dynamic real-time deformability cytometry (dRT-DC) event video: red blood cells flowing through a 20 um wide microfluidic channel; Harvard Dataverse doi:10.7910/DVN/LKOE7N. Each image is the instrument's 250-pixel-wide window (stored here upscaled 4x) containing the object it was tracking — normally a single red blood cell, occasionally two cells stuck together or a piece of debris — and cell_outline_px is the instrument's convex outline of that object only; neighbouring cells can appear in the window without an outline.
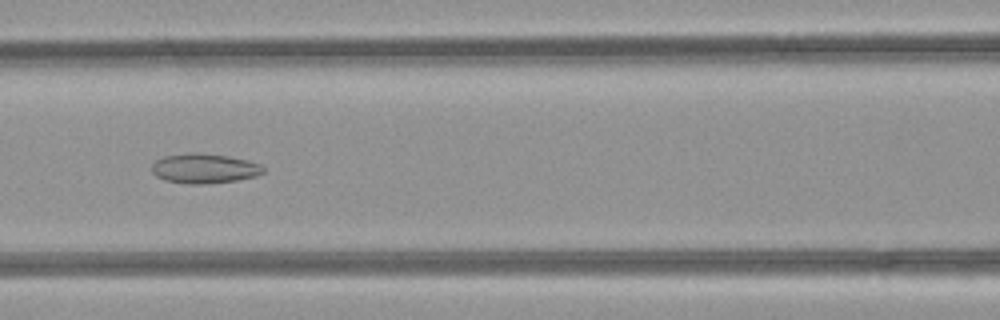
{"species": "common noctule bat (a hibernating species)", "species_latin": "Nyctalus noctula", "temperature_condition": "room temperature", "stored_images_in_passage": 49, "camera_frame_rate_fps": 3000, "um_per_image_px": 0.085, "animal": {"sex": "female", "body_mass_g": 21.9}, "frame": {"image": 1, "passage_image": 21, "time_ms": 6.667, "image_size_px": [1000, 320], "cell_outline_px": [[264, 172], [256, 176], [236, 180], [204, 184], [188, 184], [164, 180], [156, 176], [152, 172], [152, 164], [156, 160], [164, 156], [192, 152], [196, 152], [228, 156], [248, 160], [260, 164], [264, 168]], "centroid_in_image_um": [17.35, 14.31], "position_along_channel_um": 149.2, "area_um2": 19.36}}
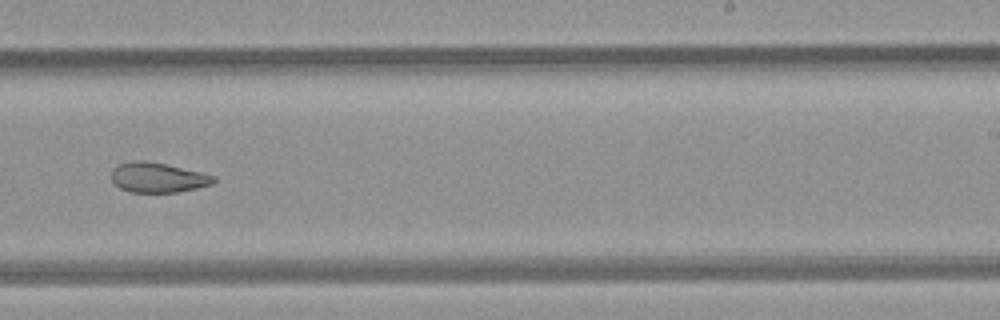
{"frame": {"image": 2, "passage_image": 30, "time_ms": 9.667, "image_size_px": [1000, 320], "cell_outline_px": [[216, 180], [212, 184], [196, 188], [176, 192], [128, 192], [120, 188], [112, 180], [112, 168], [120, 164], [132, 160], [148, 160], [168, 164], [216, 176]], "centroid_in_image_um": [13.41, 15.07], "position_along_channel_um": 275.6, "area_um2": 17.92}}
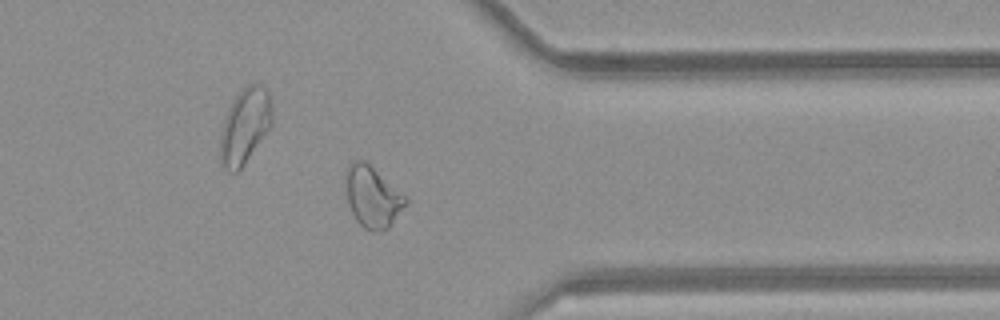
{"frame": {"image": 3, "passage_image": 38, "time_ms": 12.333, "image_size_px": [1000, 320], "cell_outline_px": [[408, 204], [388, 228], [380, 232], [372, 232], [364, 228], [356, 220], [348, 204], [344, 176], [344, 168], [348, 164], [356, 160], [364, 160], [408, 196]], "centroid_in_image_um": [31.67, 16.72], "position_along_channel_um": 379.7, "area_um2": 21.91}, "authors_computed_cell_mechanics": {"area_um2": 23.0044, "velocity_mm_per_s": 4.2233, "shape_relaxation_time_tau1_ms": null, "shape_relaxation_time_tau2_ms": 3.0636, "deformation_change_tau1": null, "deformation_change_tau2": 0.0887}}